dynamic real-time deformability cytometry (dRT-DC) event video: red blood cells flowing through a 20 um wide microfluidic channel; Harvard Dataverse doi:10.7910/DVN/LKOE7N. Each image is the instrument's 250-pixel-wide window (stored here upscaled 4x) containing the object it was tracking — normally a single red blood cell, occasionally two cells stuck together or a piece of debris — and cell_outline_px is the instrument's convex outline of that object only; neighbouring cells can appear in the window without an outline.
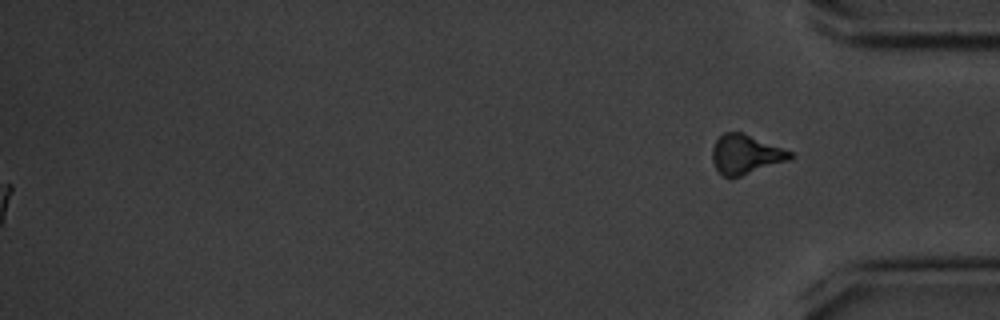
{"species": "common noctule bat (a hibernating species)", "species_latin": "Nyctalus noctula", "temperature_condition": "cold", "stored_images_in_passage": 57, "segment_of_instrument_passage": [2, 2], "camera_frame_rate_fps": 3000, "um_per_image_px": 0.085, "animal": {"sex": "male", "body_mass_g": 20.1, "forearm_length_mm": 53.5}, "frame": {"image": 1, "passage_image": 57, "time_ms": 18.667, "image_size_px": [1000, 320], "cell_outline_px": [[792, 156], [788, 160], [732, 180], [728, 180], [716, 168], [712, 160], [712, 148], [716, 140], [724, 132], [740, 132], [792, 152]], "centroid_in_image_um": [63.32, 13.16], "position_along_channel_um": 371.9, "area_um2": 17.74}}